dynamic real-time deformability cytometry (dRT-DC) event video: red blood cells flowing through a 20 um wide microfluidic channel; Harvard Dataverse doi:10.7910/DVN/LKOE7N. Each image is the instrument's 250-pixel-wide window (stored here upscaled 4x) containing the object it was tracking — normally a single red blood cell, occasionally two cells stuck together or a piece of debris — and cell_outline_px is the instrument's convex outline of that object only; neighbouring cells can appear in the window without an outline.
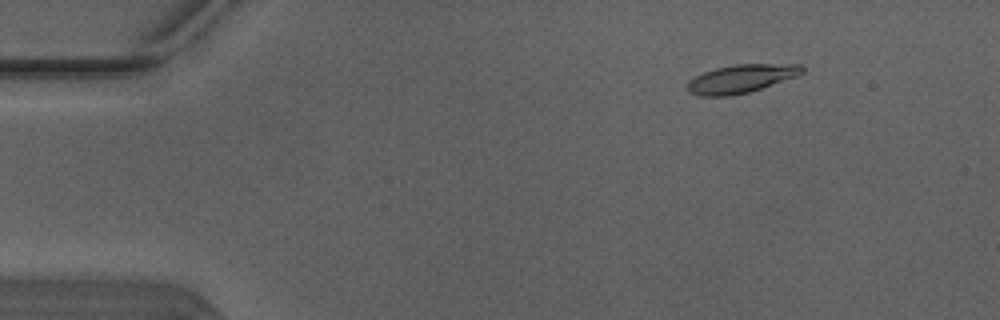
{"species": "Egyptian fruit bat (a non-hibernating species)", "species_latin": "Rousettus aegyptiacus", "temperature_condition": "warm", "stored_images_in_passage": 5, "camera_frame_rate_fps": 3000, "um_per_image_px": 0.085, "animal": {"sex": "male"}, "frame": {"image": 1, "passage_image": 2, "time_ms": 0.333, "image_size_px": [1000, 320], "cell_outline_px": [[804, 72], [796, 76], [748, 92], [732, 96], [696, 96], [688, 92], [688, 80], [704, 72], [716, 68], [736, 64], [800, 64], [804, 68]], "centroid_in_image_um": [62.96, 6.69], "position_along_channel_um": 22.0, "area_um2": 18.79}}